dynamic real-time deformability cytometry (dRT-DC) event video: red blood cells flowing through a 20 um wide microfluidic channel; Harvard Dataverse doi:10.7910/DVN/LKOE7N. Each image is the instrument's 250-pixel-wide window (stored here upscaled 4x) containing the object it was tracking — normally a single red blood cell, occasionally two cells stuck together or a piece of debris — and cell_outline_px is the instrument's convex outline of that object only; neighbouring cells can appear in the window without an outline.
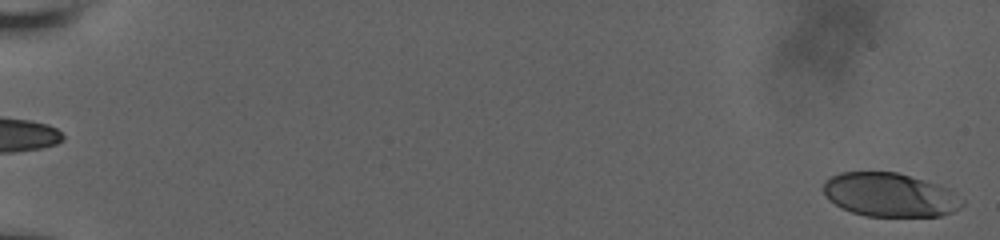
{"species": "human", "species_latin": "Homo sapiens", "temperature_condition": "room temperature", "stored_images_in_passage": 19, "camera_frame_rate_fps": 3000, "um_per_image_px": 0.085, "donor": {"sex": "male"}, "frame": {"image": 1, "passage_image": 1, "time_ms": 0.0, "image_size_px": [1000, 240], "cell_outline_px": [[964, 204], [960, 208], [952, 212], [940, 216], [864, 216], [852, 212], [828, 200], [824, 196], [824, 180], [840, 172], [896, 172], [924, 180], [936, 184], [944, 188], [964, 200]], "centroid_in_image_um": [75.6, 16.57], "position_along_channel_um": 9.4, "area_um2": 35.14}}
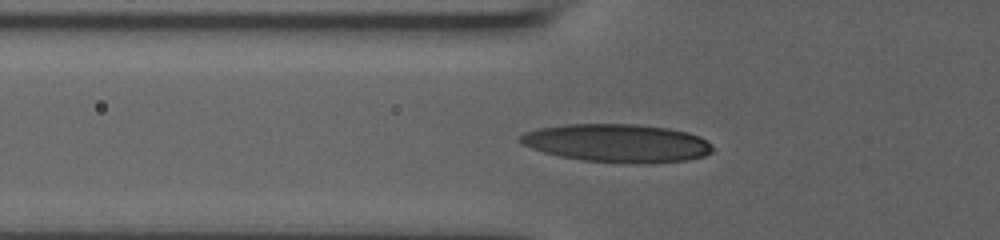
{"frame": {"image": 2, "passage_image": 17, "time_ms": 7.333, "image_size_px": [1000, 240], "cell_outline_px": [[712, 152], [704, 156], [688, 160], [652, 164], [624, 164], [584, 160], [560, 156], [544, 152], [520, 144], [516, 140], [524, 132], [540, 128], [568, 124], [636, 124], [668, 128], [688, 132], [700, 136], [712, 144]], "centroid_in_image_um": [52.48, 12.18], "position_along_channel_um": 73.3, "area_um2": 43.29}}
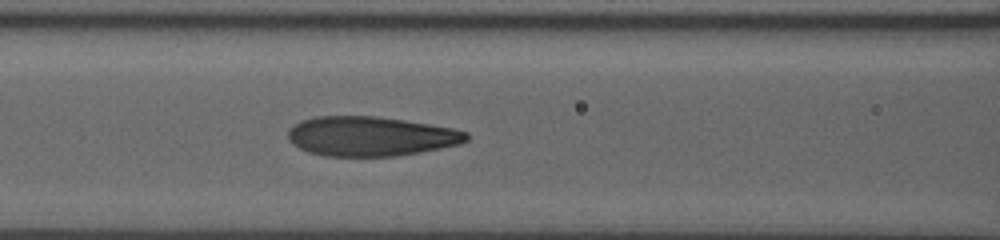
{"frame": {"image": 3, "passage_image": 19, "time_ms": 9.0, "image_size_px": [1000, 240], "cell_outline_px": [[468, 140], [460, 144], [420, 152], [396, 156], [324, 156], [308, 152], [292, 144], [288, 140], [288, 128], [300, 120], [316, 116], [376, 116], [404, 120], [452, 128], [468, 132]], "centroid_in_image_um": [31.47, 11.58], "position_along_channel_um": 135.1, "area_um2": 41.27}}